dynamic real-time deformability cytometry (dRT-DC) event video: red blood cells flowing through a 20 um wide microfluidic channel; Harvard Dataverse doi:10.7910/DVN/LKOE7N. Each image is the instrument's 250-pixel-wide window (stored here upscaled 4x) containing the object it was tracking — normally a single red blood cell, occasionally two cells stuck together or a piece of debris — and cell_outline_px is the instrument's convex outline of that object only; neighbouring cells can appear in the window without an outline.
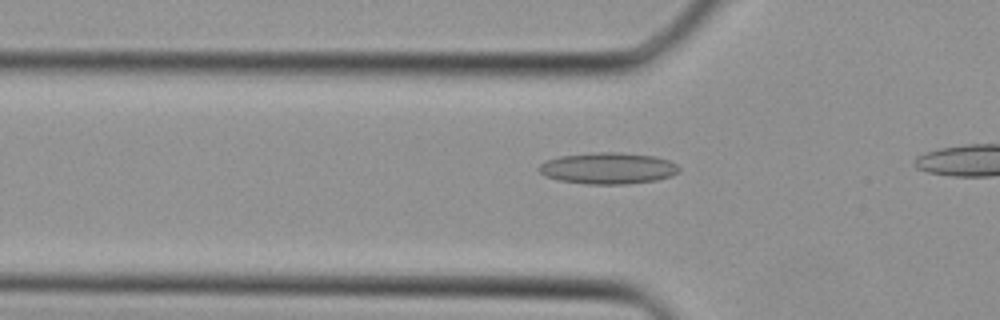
{"species": "Egyptian fruit bat (a non-hibernating species)", "species_latin": "Rousettus aegyptiacus", "temperature_condition": "cold", "stored_images_in_passage": 9, "camera_frame_rate_fps": 3000, "um_per_image_px": 0.085, "animal": {"sex": "female"}, "frame": {"image": 1, "passage_image": 7, "time_ms": 2.0, "image_size_px": [1000, 320], "cell_outline_px": [[680, 168], [672, 176], [656, 180], [628, 184], [588, 184], [556, 180], [544, 176], [536, 168], [540, 164], [548, 160], [560, 156], [600, 152], [620, 152], [656, 156], [668, 160], [676, 164]], "centroid_in_image_um": [51.67, 14.3], "position_along_channel_um": 74.1, "area_um2": 25.72}}